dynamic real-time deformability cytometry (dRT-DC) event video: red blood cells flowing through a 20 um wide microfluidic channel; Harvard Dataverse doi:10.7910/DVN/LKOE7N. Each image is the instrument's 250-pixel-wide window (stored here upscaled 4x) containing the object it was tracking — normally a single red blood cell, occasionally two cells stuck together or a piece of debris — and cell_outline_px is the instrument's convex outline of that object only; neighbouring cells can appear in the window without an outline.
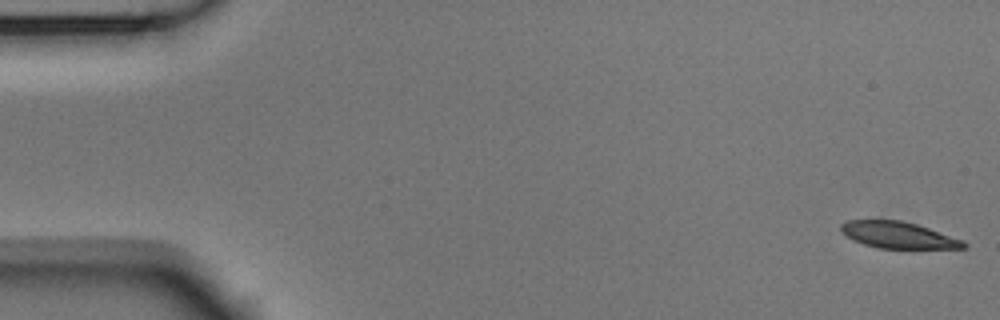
{"species": "Egyptian fruit bat (a non-hibernating species)", "species_latin": "Rousettus aegyptiacus", "temperature_condition": "room temperature", "stored_images_in_passage": 53, "camera_frame_rate_fps": 3000, "um_per_image_px": 0.085, "animal": {"sex": "male"}, "frame": {"image": 1, "passage_image": 1, "time_ms": 0.0, "image_size_px": [1000, 320], "cell_outline_px": [[968, 248], [876, 248], [852, 240], [840, 232], [840, 224], [848, 220], [900, 220], [916, 224], [964, 240], [968, 244]], "centroid_in_image_um": [76.33, 19.98], "position_along_channel_um": 8.7, "area_um2": 19.02}}
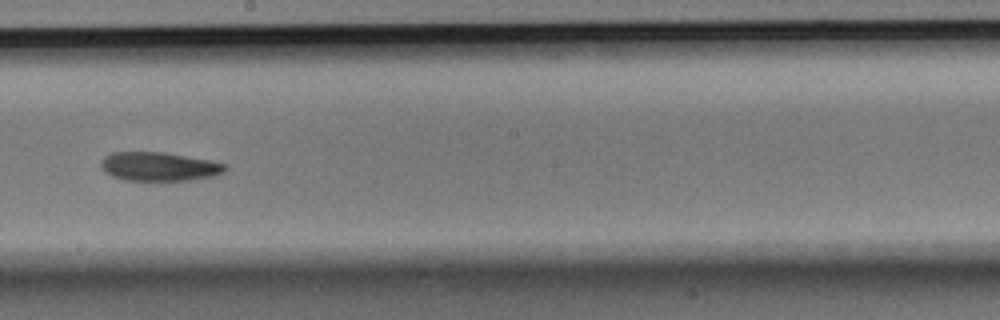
{"frame": {"image": 2, "passage_image": 30, "time_ms": 9.667, "image_size_px": [1000, 320], "cell_outline_px": [[228, 168], [224, 172], [212, 176], [188, 180], [124, 180], [112, 176], [100, 164], [100, 160], [104, 156], [112, 152], [164, 152], [208, 160], [228, 164]], "centroid_in_image_um": [13.53, 14.15], "position_along_channel_um": 234.7, "area_um2": 20.69}}
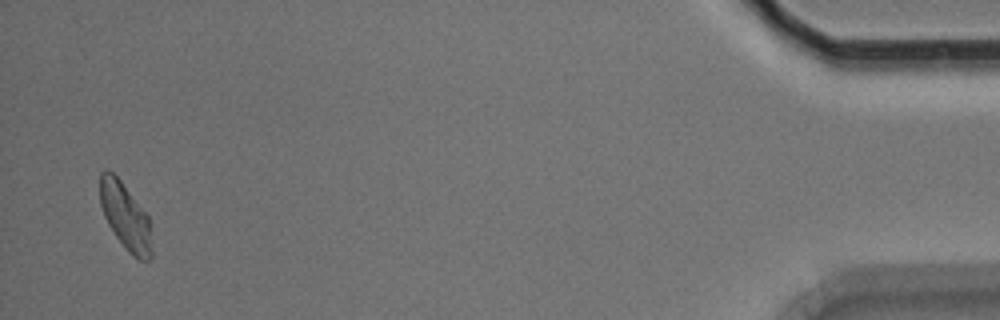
{"frame": {"image": 3, "passage_image": 52, "time_ms": 17.0, "image_size_px": [1000, 320], "cell_outline_px": [[152, 256], [148, 260], [140, 260], [132, 256], [128, 252], [116, 236], [108, 224], [104, 216], [100, 204], [100, 172], [104, 168], [108, 168], [120, 180], [148, 216], [152, 252]], "centroid_in_image_um": [10.63, 18.38], "position_along_channel_um": 424.6, "area_um2": 19.94}, "authors_computed_cell_mechanics": {"area_um2": 21.1548, "velocity_mm_per_s": 3.7449, "shape_relaxation_time_tau1_ms": 3.3156, "shape_relaxation_time_tau2_ms": 8.5514, "deformation_change_tau1": 0.1263, "deformation_change_tau2": 0.1647}}